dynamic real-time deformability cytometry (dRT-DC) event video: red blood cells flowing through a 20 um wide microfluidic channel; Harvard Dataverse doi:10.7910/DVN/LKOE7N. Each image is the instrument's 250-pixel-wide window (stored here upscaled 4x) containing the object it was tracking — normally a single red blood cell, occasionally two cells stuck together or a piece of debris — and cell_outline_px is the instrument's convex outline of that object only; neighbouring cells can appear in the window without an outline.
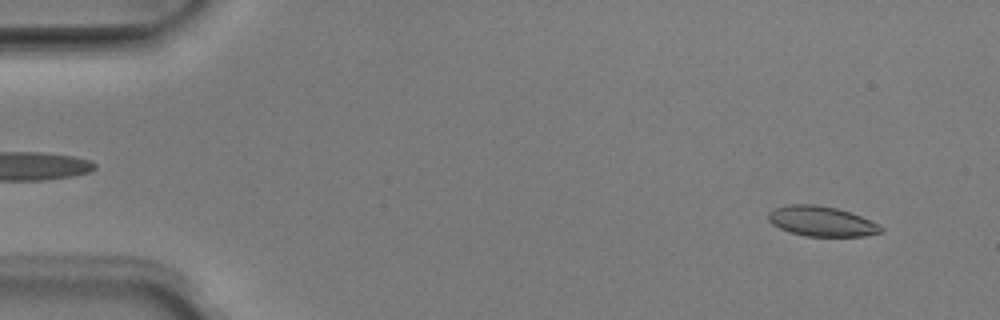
{"species": "Egyptian fruit bat (a non-hibernating species)", "species_latin": "Rousettus aegyptiacus", "temperature_condition": "room temperature", "stored_images_in_passage": 50, "camera_frame_rate_fps": 3000, "um_per_image_px": 0.085, "animal": {"sex": "male"}, "frame": {"image": 1, "passage_image": 3, "time_ms": 0.667, "image_size_px": [1000, 320], "cell_outline_px": [[884, 232], [864, 236], [804, 236], [788, 232], [772, 224], [768, 220], [768, 212], [772, 208], [788, 204], [816, 204], [836, 208], [860, 216], [884, 228]], "centroid_in_image_um": [69.77, 18.81], "position_along_channel_um": 15.2, "area_um2": 19.77}}
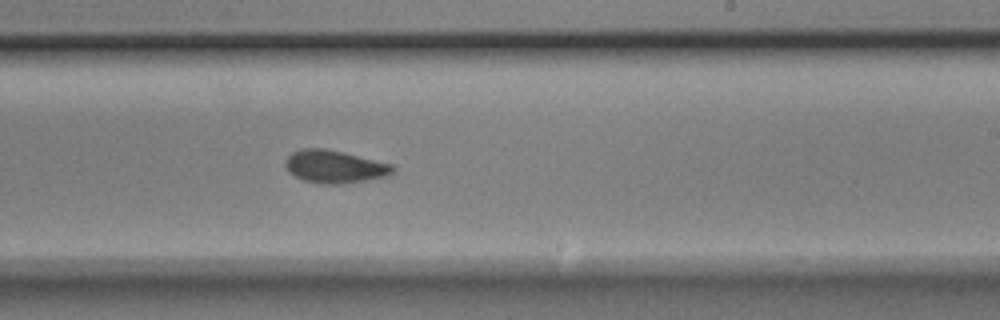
{"frame": {"image": 2, "passage_image": 30, "time_ms": 9.667, "image_size_px": [1000, 320], "cell_outline_px": [[396, 168], [388, 176], [344, 184], [320, 184], [304, 180], [288, 172], [284, 164], [284, 160], [292, 152], [304, 148], [324, 148], [344, 152], [392, 164]], "centroid_in_image_um": [28.43, 14.16], "position_along_channel_um": 260.6, "area_um2": 20.63}}
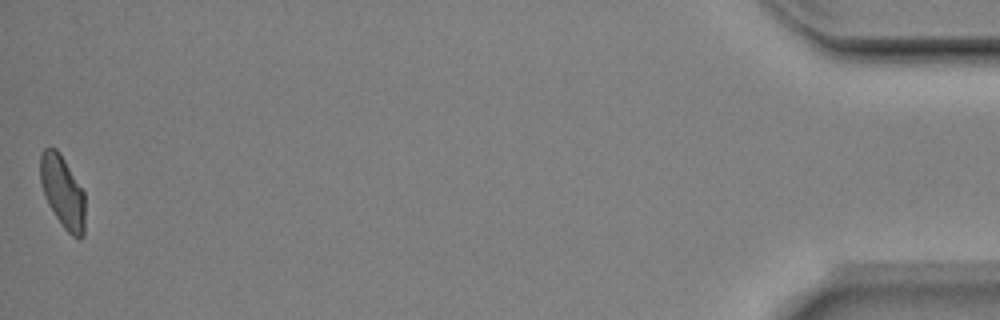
{"frame": {"image": 3, "passage_image": 50, "time_ms": 16.333, "image_size_px": [1000, 320], "cell_outline_px": [[84, 236], [80, 240], [72, 236], [64, 228], [48, 204], [44, 196], [40, 180], [40, 156], [44, 148], [56, 148], [64, 160], [84, 192]], "centroid_in_image_um": [5.32, 16.33], "position_along_channel_um": 429.9, "area_um2": 18.67}, "authors_computed_cell_mechanics": {"area_um2": 19.9988, "velocity_mm_per_s": 3.9496, "shape_relaxation_time_tau1_ms": 3.3407, "shape_relaxation_time_tau2_ms": 1.8947, "deformation_change_tau1": 0.1116, "deformation_change_tau2": 0.0579}}